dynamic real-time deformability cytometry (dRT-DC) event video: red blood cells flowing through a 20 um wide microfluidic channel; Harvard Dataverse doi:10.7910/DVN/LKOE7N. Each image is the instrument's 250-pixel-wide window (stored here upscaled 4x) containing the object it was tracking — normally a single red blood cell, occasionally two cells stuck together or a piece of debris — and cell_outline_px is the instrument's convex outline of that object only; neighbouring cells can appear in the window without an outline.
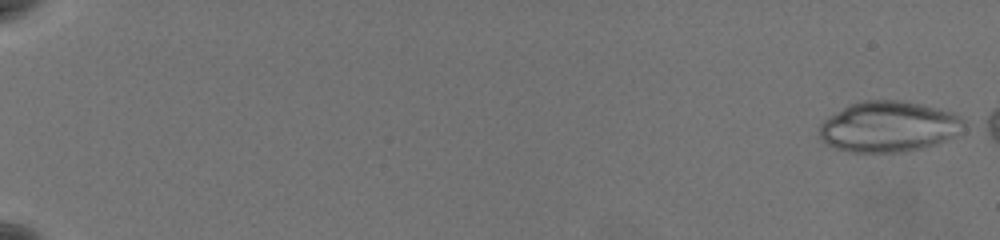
{"species": "common noctule bat (a hibernating species)", "species_latin": "Nyctalus noctula", "temperature_condition": "warm", "stored_images_in_passage": 60, "camera_frame_rate_fps": 3000, "um_per_image_px": 0.085, "animal": {"sex": "female", "body_mass_g": 19.5, "forearm_length_mm": 54.1}, "frame": {"image": 1, "passage_image": 2, "time_ms": 0.333, "image_size_px": [1000, 240], "cell_outline_px": [[964, 132], [956, 136], [936, 144], [924, 148], [900, 152], [852, 152], [836, 148], [820, 140], [820, 124], [828, 116], [848, 104], [860, 100], [900, 100], [924, 104], [952, 112], [960, 116], [964, 120]], "centroid_in_image_um": [75.56, 10.75], "position_along_channel_um": 9.4, "area_um2": 43.23}}
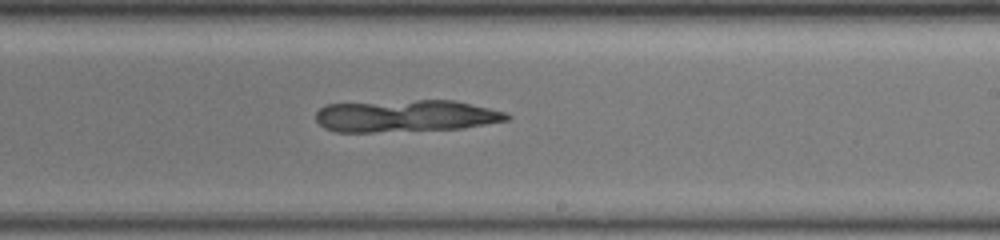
{"frame": {"image": 2, "passage_image": 40, "time_ms": 13.0, "image_size_px": [1000, 240], "cell_outline_px": [[512, 116], [508, 120], [464, 128], [372, 132], [336, 132], [324, 128], [316, 120], [316, 112], [324, 104], [416, 100], [456, 100], [504, 112]], "centroid_in_image_um": [34.46, 9.85], "position_along_channel_um": 254.5, "area_um2": 35.72}}
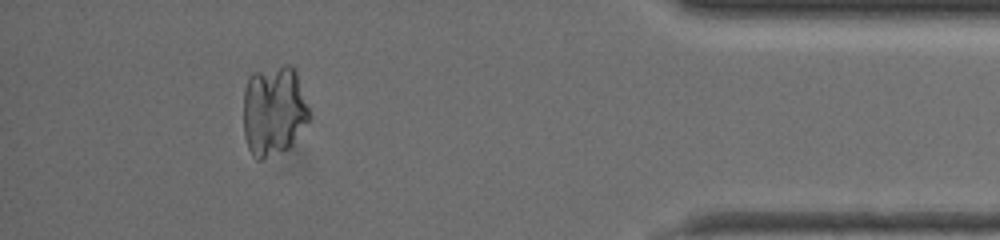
{"frame": {"image": 3, "passage_image": 56, "time_ms": 18.333, "image_size_px": [1000, 240], "cell_outline_px": [[308, 120], [288, 148], [264, 160], [256, 160], [252, 156], [248, 148], [244, 136], [244, 88], [248, 76], [252, 72], [284, 64], [288, 64], [296, 72], [308, 108]], "centroid_in_image_um": [23.21, 9.41], "position_along_channel_um": 412.0, "area_um2": 34.56}}